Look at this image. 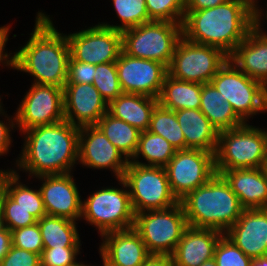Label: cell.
<instances>
[{
	"mask_svg": "<svg viewBox=\"0 0 267 266\" xmlns=\"http://www.w3.org/2000/svg\"><path fill=\"white\" fill-rule=\"evenodd\" d=\"M151 21L183 22L185 0H145Z\"/></svg>",
	"mask_w": 267,
	"mask_h": 266,
	"instance_id": "cell-35",
	"label": "cell"
},
{
	"mask_svg": "<svg viewBox=\"0 0 267 266\" xmlns=\"http://www.w3.org/2000/svg\"><path fill=\"white\" fill-rule=\"evenodd\" d=\"M158 104L166 109H200L201 84L174 79L166 75Z\"/></svg>",
	"mask_w": 267,
	"mask_h": 266,
	"instance_id": "cell-27",
	"label": "cell"
},
{
	"mask_svg": "<svg viewBox=\"0 0 267 266\" xmlns=\"http://www.w3.org/2000/svg\"><path fill=\"white\" fill-rule=\"evenodd\" d=\"M96 65L69 57L66 84H93Z\"/></svg>",
	"mask_w": 267,
	"mask_h": 266,
	"instance_id": "cell-40",
	"label": "cell"
},
{
	"mask_svg": "<svg viewBox=\"0 0 267 266\" xmlns=\"http://www.w3.org/2000/svg\"><path fill=\"white\" fill-rule=\"evenodd\" d=\"M244 2L248 7H250L254 12H258L260 9H262V6L260 7L258 0H239Z\"/></svg>",
	"mask_w": 267,
	"mask_h": 266,
	"instance_id": "cell-48",
	"label": "cell"
},
{
	"mask_svg": "<svg viewBox=\"0 0 267 266\" xmlns=\"http://www.w3.org/2000/svg\"><path fill=\"white\" fill-rule=\"evenodd\" d=\"M224 235L251 259L267 255V208L244 209Z\"/></svg>",
	"mask_w": 267,
	"mask_h": 266,
	"instance_id": "cell-20",
	"label": "cell"
},
{
	"mask_svg": "<svg viewBox=\"0 0 267 266\" xmlns=\"http://www.w3.org/2000/svg\"><path fill=\"white\" fill-rule=\"evenodd\" d=\"M200 266H217V264L214 258H212L210 260L203 262Z\"/></svg>",
	"mask_w": 267,
	"mask_h": 266,
	"instance_id": "cell-51",
	"label": "cell"
},
{
	"mask_svg": "<svg viewBox=\"0 0 267 266\" xmlns=\"http://www.w3.org/2000/svg\"><path fill=\"white\" fill-rule=\"evenodd\" d=\"M157 104V98L122 93L108 104V113L140 131H146L149 128L152 111Z\"/></svg>",
	"mask_w": 267,
	"mask_h": 266,
	"instance_id": "cell-25",
	"label": "cell"
},
{
	"mask_svg": "<svg viewBox=\"0 0 267 266\" xmlns=\"http://www.w3.org/2000/svg\"><path fill=\"white\" fill-rule=\"evenodd\" d=\"M12 245L41 255L44 246L38 223L11 231Z\"/></svg>",
	"mask_w": 267,
	"mask_h": 266,
	"instance_id": "cell-38",
	"label": "cell"
},
{
	"mask_svg": "<svg viewBox=\"0 0 267 266\" xmlns=\"http://www.w3.org/2000/svg\"><path fill=\"white\" fill-rule=\"evenodd\" d=\"M181 37V23L151 21L122 31V49L132 57L158 61L168 68Z\"/></svg>",
	"mask_w": 267,
	"mask_h": 266,
	"instance_id": "cell-8",
	"label": "cell"
},
{
	"mask_svg": "<svg viewBox=\"0 0 267 266\" xmlns=\"http://www.w3.org/2000/svg\"><path fill=\"white\" fill-rule=\"evenodd\" d=\"M115 14L121 24H111L110 22H99L103 26L124 31L137 27L141 24L151 22L146 9L145 0H111ZM111 24V25H110Z\"/></svg>",
	"mask_w": 267,
	"mask_h": 266,
	"instance_id": "cell-33",
	"label": "cell"
},
{
	"mask_svg": "<svg viewBox=\"0 0 267 266\" xmlns=\"http://www.w3.org/2000/svg\"><path fill=\"white\" fill-rule=\"evenodd\" d=\"M118 79L123 93L158 98L167 67L154 60L132 57L123 50L116 61Z\"/></svg>",
	"mask_w": 267,
	"mask_h": 266,
	"instance_id": "cell-15",
	"label": "cell"
},
{
	"mask_svg": "<svg viewBox=\"0 0 267 266\" xmlns=\"http://www.w3.org/2000/svg\"><path fill=\"white\" fill-rule=\"evenodd\" d=\"M267 158V128L244 125L219 132L215 153L217 174L225 170L262 168Z\"/></svg>",
	"mask_w": 267,
	"mask_h": 266,
	"instance_id": "cell-5",
	"label": "cell"
},
{
	"mask_svg": "<svg viewBox=\"0 0 267 266\" xmlns=\"http://www.w3.org/2000/svg\"><path fill=\"white\" fill-rule=\"evenodd\" d=\"M12 246V234L11 231L0 223V261L8 253Z\"/></svg>",
	"mask_w": 267,
	"mask_h": 266,
	"instance_id": "cell-45",
	"label": "cell"
},
{
	"mask_svg": "<svg viewBox=\"0 0 267 266\" xmlns=\"http://www.w3.org/2000/svg\"><path fill=\"white\" fill-rule=\"evenodd\" d=\"M10 30L11 23L0 27V66L4 68L6 66L8 69H12V51L8 52L5 48L9 41Z\"/></svg>",
	"mask_w": 267,
	"mask_h": 266,
	"instance_id": "cell-43",
	"label": "cell"
},
{
	"mask_svg": "<svg viewBox=\"0 0 267 266\" xmlns=\"http://www.w3.org/2000/svg\"><path fill=\"white\" fill-rule=\"evenodd\" d=\"M64 118L76 127L96 125L108 104L93 84H65Z\"/></svg>",
	"mask_w": 267,
	"mask_h": 266,
	"instance_id": "cell-18",
	"label": "cell"
},
{
	"mask_svg": "<svg viewBox=\"0 0 267 266\" xmlns=\"http://www.w3.org/2000/svg\"><path fill=\"white\" fill-rule=\"evenodd\" d=\"M68 266H96V265H92V264H85V263H83V262H81V261H76V262H74L73 264H71V265H68Z\"/></svg>",
	"mask_w": 267,
	"mask_h": 266,
	"instance_id": "cell-52",
	"label": "cell"
},
{
	"mask_svg": "<svg viewBox=\"0 0 267 266\" xmlns=\"http://www.w3.org/2000/svg\"><path fill=\"white\" fill-rule=\"evenodd\" d=\"M189 227L225 233L244 211L239 198L220 174L191 191L181 201Z\"/></svg>",
	"mask_w": 267,
	"mask_h": 266,
	"instance_id": "cell-4",
	"label": "cell"
},
{
	"mask_svg": "<svg viewBox=\"0 0 267 266\" xmlns=\"http://www.w3.org/2000/svg\"><path fill=\"white\" fill-rule=\"evenodd\" d=\"M267 3V2H266ZM266 6H267V4H266ZM267 7H266V9L264 10V8L263 9H260L258 12H257V25L258 26H261V24L263 23V22H265V19L267 20ZM264 13H265V15H264ZM263 16V17H262ZM264 18V19H263ZM263 21V22H262ZM264 32L267 34V31H265L264 30Z\"/></svg>",
	"mask_w": 267,
	"mask_h": 266,
	"instance_id": "cell-49",
	"label": "cell"
},
{
	"mask_svg": "<svg viewBox=\"0 0 267 266\" xmlns=\"http://www.w3.org/2000/svg\"><path fill=\"white\" fill-rule=\"evenodd\" d=\"M122 179L128 187L134 214L167 209L179 203L171 191L164 167L129 161Z\"/></svg>",
	"mask_w": 267,
	"mask_h": 266,
	"instance_id": "cell-10",
	"label": "cell"
},
{
	"mask_svg": "<svg viewBox=\"0 0 267 266\" xmlns=\"http://www.w3.org/2000/svg\"><path fill=\"white\" fill-rule=\"evenodd\" d=\"M96 126L110 142L130 161L138 148L141 131L123 120L114 118L108 112Z\"/></svg>",
	"mask_w": 267,
	"mask_h": 266,
	"instance_id": "cell-29",
	"label": "cell"
},
{
	"mask_svg": "<svg viewBox=\"0 0 267 266\" xmlns=\"http://www.w3.org/2000/svg\"><path fill=\"white\" fill-rule=\"evenodd\" d=\"M73 60L98 65L116 62L122 52V32L95 24L65 34Z\"/></svg>",
	"mask_w": 267,
	"mask_h": 266,
	"instance_id": "cell-14",
	"label": "cell"
},
{
	"mask_svg": "<svg viewBox=\"0 0 267 266\" xmlns=\"http://www.w3.org/2000/svg\"><path fill=\"white\" fill-rule=\"evenodd\" d=\"M250 266H267V255L252 259Z\"/></svg>",
	"mask_w": 267,
	"mask_h": 266,
	"instance_id": "cell-50",
	"label": "cell"
},
{
	"mask_svg": "<svg viewBox=\"0 0 267 266\" xmlns=\"http://www.w3.org/2000/svg\"><path fill=\"white\" fill-rule=\"evenodd\" d=\"M79 131L64 119L21 132L24 142L13 171L25 172L28 179L73 172L78 165Z\"/></svg>",
	"mask_w": 267,
	"mask_h": 266,
	"instance_id": "cell-1",
	"label": "cell"
},
{
	"mask_svg": "<svg viewBox=\"0 0 267 266\" xmlns=\"http://www.w3.org/2000/svg\"><path fill=\"white\" fill-rule=\"evenodd\" d=\"M175 152L176 149L162 136L148 130L141 131L138 148L130 162L143 166L165 167ZM140 156L147 162L139 161Z\"/></svg>",
	"mask_w": 267,
	"mask_h": 266,
	"instance_id": "cell-30",
	"label": "cell"
},
{
	"mask_svg": "<svg viewBox=\"0 0 267 266\" xmlns=\"http://www.w3.org/2000/svg\"><path fill=\"white\" fill-rule=\"evenodd\" d=\"M164 168L171 191L180 202L216 174L215 154L198 149L176 150Z\"/></svg>",
	"mask_w": 267,
	"mask_h": 266,
	"instance_id": "cell-12",
	"label": "cell"
},
{
	"mask_svg": "<svg viewBox=\"0 0 267 266\" xmlns=\"http://www.w3.org/2000/svg\"><path fill=\"white\" fill-rule=\"evenodd\" d=\"M30 35L25 45L12 53V69L33 76L32 83L64 88L70 57L65 33L57 30L52 17L40 10Z\"/></svg>",
	"mask_w": 267,
	"mask_h": 266,
	"instance_id": "cell-2",
	"label": "cell"
},
{
	"mask_svg": "<svg viewBox=\"0 0 267 266\" xmlns=\"http://www.w3.org/2000/svg\"><path fill=\"white\" fill-rule=\"evenodd\" d=\"M73 172L42 175L39 186L47 215L81 220L82 197L73 177Z\"/></svg>",
	"mask_w": 267,
	"mask_h": 266,
	"instance_id": "cell-17",
	"label": "cell"
},
{
	"mask_svg": "<svg viewBox=\"0 0 267 266\" xmlns=\"http://www.w3.org/2000/svg\"><path fill=\"white\" fill-rule=\"evenodd\" d=\"M13 167L7 169H0V217H1V203L4 193L6 192L7 178L13 173Z\"/></svg>",
	"mask_w": 267,
	"mask_h": 266,
	"instance_id": "cell-47",
	"label": "cell"
},
{
	"mask_svg": "<svg viewBox=\"0 0 267 266\" xmlns=\"http://www.w3.org/2000/svg\"><path fill=\"white\" fill-rule=\"evenodd\" d=\"M175 113L185 137L186 149L206 150L215 154L219 131L200 109H180Z\"/></svg>",
	"mask_w": 267,
	"mask_h": 266,
	"instance_id": "cell-24",
	"label": "cell"
},
{
	"mask_svg": "<svg viewBox=\"0 0 267 266\" xmlns=\"http://www.w3.org/2000/svg\"><path fill=\"white\" fill-rule=\"evenodd\" d=\"M262 170L264 171V174H265V176L267 178V158L263 162Z\"/></svg>",
	"mask_w": 267,
	"mask_h": 266,
	"instance_id": "cell-53",
	"label": "cell"
},
{
	"mask_svg": "<svg viewBox=\"0 0 267 266\" xmlns=\"http://www.w3.org/2000/svg\"><path fill=\"white\" fill-rule=\"evenodd\" d=\"M81 247L44 248L41 255V266H68L79 260Z\"/></svg>",
	"mask_w": 267,
	"mask_h": 266,
	"instance_id": "cell-39",
	"label": "cell"
},
{
	"mask_svg": "<svg viewBox=\"0 0 267 266\" xmlns=\"http://www.w3.org/2000/svg\"><path fill=\"white\" fill-rule=\"evenodd\" d=\"M119 186L102 187L91 192L82 201L81 219L94 226L99 236L112 231L133 228L135 214L131 206L128 187L122 178Z\"/></svg>",
	"mask_w": 267,
	"mask_h": 266,
	"instance_id": "cell-6",
	"label": "cell"
},
{
	"mask_svg": "<svg viewBox=\"0 0 267 266\" xmlns=\"http://www.w3.org/2000/svg\"><path fill=\"white\" fill-rule=\"evenodd\" d=\"M210 83L228 101L245 122L267 112V87L248 77L230 59L220 68Z\"/></svg>",
	"mask_w": 267,
	"mask_h": 266,
	"instance_id": "cell-7",
	"label": "cell"
},
{
	"mask_svg": "<svg viewBox=\"0 0 267 266\" xmlns=\"http://www.w3.org/2000/svg\"><path fill=\"white\" fill-rule=\"evenodd\" d=\"M257 13L239 0L216 7L185 10L182 36L190 42L216 47L230 56L257 25Z\"/></svg>",
	"mask_w": 267,
	"mask_h": 266,
	"instance_id": "cell-3",
	"label": "cell"
},
{
	"mask_svg": "<svg viewBox=\"0 0 267 266\" xmlns=\"http://www.w3.org/2000/svg\"><path fill=\"white\" fill-rule=\"evenodd\" d=\"M148 131L162 136L176 150L186 149L185 137L173 110L157 104L152 111Z\"/></svg>",
	"mask_w": 267,
	"mask_h": 266,
	"instance_id": "cell-31",
	"label": "cell"
},
{
	"mask_svg": "<svg viewBox=\"0 0 267 266\" xmlns=\"http://www.w3.org/2000/svg\"><path fill=\"white\" fill-rule=\"evenodd\" d=\"M214 260L217 266H250L252 259L223 235L218 241Z\"/></svg>",
	"mask_w": 267,
	"mask_h": 266,
	"instance_id": "cell-37",
	"label": "cell"
},
{
	"mask_svg": "<svg viewBox=\"0 0 267 266\" xmlns=\"http://www.w3.org/2000/svg\"><path fill=\"white\" fill-rule=\"evenodd\" d=\"M200 111L219 132L245 124L211 83L201 84Z\"/></svg>",
	"mask_w": 267,
	"mask_h": 266,
	"instance_id": "cell-26",
	"label": "cell"
},
{
	"mask_svg": "<svg viewBox=\"0 0 267 266\" xmlns=\"http://www.w3.org/2000/svg\"><path fill=\"white\" fill-rule=\"evenodd\" d=\"M14 112L17 131L64 120L63 88L32 83Z\"/></svg>",
	"mask_w": 267,
	"mask_h": 266,
	"instance_id": "cell-13",
	"label": "cell"
},
{
	"mask_svg": "<svg viewBox=\"0 0 267 266\" xmlns=\"http://www.w3.org/2000/svg\"><path fill=\"white\" fill-rule=\"evenodd\" d=\"M221 175L244 209L267 208V178L262 168L225 170Z\"/></svg>",
	"mask_w": 267,
	"mask_h": 266,
	"instance_id": "cell-23",
	"label": "cell"
},
{
	"mask_svg": "<svg viewBox=\"0 0 267 266\" xmlns=\"http://www.w3.org/2000/svg\"><path fill=\"white\" fill-rule=\"evenodd\" d=\"M44 248L81 247L77 222L45 215L38 220Z\"/></svg>",
	"mask_w": 267,
	"mask_h": 266,
	"instance_id": "cell-28",
	"label": "cell"
},
{
	"mask_svg": "<svg viewBox=\"0 0 267 266\" xmlns=\"http://www.w3.org/2000/svg\"><path fill=\"white\" fill-rule=\"evenodd\" d=\"M188 227L181 202L167 209L139 212L133 225L150 254L169 256Z\"/></svg>",
	"mask_w": 267,
	"mask_h": 266,
	"instance_id": "cell-9",
	"label": "cell"
},
{
	"mask_svg": "<svg viewBox=\"0 0 267 266\" xmlns=\"http://www.w3.org/2000/svg\"><path fill=\"white\" fill-rule=\"evenodd\" d=\"M93 85L107 104L120 96L123 91L118 79L116 62L96 65Z\"/></svg>",
	"mask_w": 267,
	"mask_h": 266,
	"instance_id": "cell-34",
	"label": "cell"
},
{
	"mask_svg": "<svg viewBox=\"0 0 267 266\" xmlns=\"http://www.w3.org/2000/svg\"><path fill=\"white\" fill-rule=\"evenodd\" d=\"M141 266H173V261L169 255L150 254Z\"/></svg>",
	"mask_w": 267,
	"mask_h": 266,
	"instance_id": "cell-46",
	"label": "cell"
},
{
	"mask_svg": "<svg viewBox=\"0 0 267 266\" xmlns=\"http://www.w3.org/2000/svg\"><path fill=\"white\" fill-rule=\"evenodd\" d=\"M129 160L96 126H84L79 131L78 164L97 170H109L114 178L123 177Z\"/></svg>",
	"mask_w": 267,
	"mask_h": 266,
	"instance_id": "cell-16",
	"label": "cell"
},
{
	"mask_svg": "<svg viewBox=\"0 0 267 266\" xmlns=\"http://www.w3.org/2000/svg\"><path fill=\"white\" fill-rule=\"evenodd\" d=\"M228 59L222 50L190 42L182 36L167 68L168 75L181 81L210 83Z\"/></svg>",
	"mask_w": 267,
	"mask_h": 266,
	"instance_id": "cell-11",
	"label": "cell"
},
{
	"mask_svg": "<svg viewBox=\"0 0 267 266\" xmlns=\"http://www.w3.org/2000/svg\"><path fill=\"white\" fill-rule=\"evenodd\" d=\"M0 95V117L3 116L4 120H0V156H5L11 150L12 143V130L17 129L15 115L9 116L7 111L3 108V103ZM6 120V121H5ZM6 122V123H5ZM15 128V129H14Z\"/></svg>",
	"mask_w": 267,
	"mask_h": 266,
	"instance_id": "cell-42",
	"label": "cell"
},
{
	"mask_svg": "<svg viewBox=\"0 0 267 266\" xmlns=\"http://www.w3.org/2000/svg\"><path fill=\"white\" fill-rule=\"evenodd\" d=\"M37 222L38 220L27 209L17 206V202L6 192L4 193L1 203V224L12 231L34 225Z\"/></svg>",
	"mask_w": 267,
	"mask_h": 266,
	"instance_id": "cell-36",
	"label": "cell"
},
{
	"mask_svg": "<svg viewBox=\"0 0 267 266\" xmlns=\"http://www.w3.org/2000/svg\"><path fill=\"white\" fill-rule=\"evenodd\" d=\"M101 241L98 251L102 266H141L150 256L133 228L105 233Z\"/></svg>",
	"mask_w": 267,
	"mask_h": 266,
	"instance_id": "cell-19",
	"label": "cell"
},
{
	"mask_svg": "<svg viewBox=\"0 0 267 266\" xmlns=\"http://www.w3.org/2000/svg\"><path fill=\"white\" fill-rule=\"evenodd\" d=\"M0 266H41L40 255L12 245Z\"/></svg>",
	"mask_w": 267,
	"mask_h": 266,
	"instance_id": "cell-41",
	"label": "cell"
},
{
	"mask_svg": "<svg viewBox=\"0 0 267 266\" xmlns=\"http://www.w3.org/2000/svg\"><path fill=\"white\" fill-rule=\"evenodd\" d=\"M21 182L20 173L13 172L7 178L6 193L17 202V206L27 209L37 220L47 215L40 189Z\"/></svg>",
	"mask_w": 267,
	"mask_h": 266,
	"instance_id": "cell-32",
	"label": "cell"
},
{
	"mask_svg": "<svg viewBox=\"0 0 267 266\" xmlns=\"http://www.w3.org/2000/svg\"><path fill=\"white\" fill-rule=\"evenodd\" d=\"M262 26L256 25L229 59L248 77L267 87V34Z\"/></svg>",
	"mask_w": 267,
	"mask_h": 266,
	"instance_id": "cell-22",
	"label": "cell"
},
{
	"mask_svg": "<svg viewBox=\"0 0 267 266\" xmlns=\"http://www.w3.org/2000/svg\"><path fill=\"white\" fill-rule=\"evenodd\" d=\"M223 235L215 229L188 227L171 255L173 266H200L214 258L216 245Z\"/></svg>",
	"mask_w": 267,
	"mask_h": 266,
	"instance_id": "cell-21",
	"label": "cell"
},
{
	"mask_svg": "<svg viewBox=\"0 0 267 266\" xmlns=\"http://www.w3.org/2000/svg\"><path fill=\"white\" fill-rule=\"evenodd\" d=\"M228 0H185V10H202L216 7Z\"/></svg>",
	"mask_w": 267,
	"mask_h": 266,
	"instance_id": "cell-44",
	"label": "cell"
}]
</instances>
